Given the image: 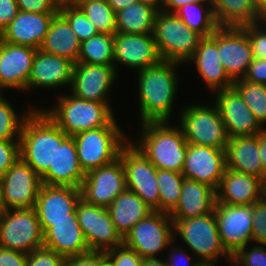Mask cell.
Listing matches in <instances>:
<instances>
[{
    "instance_id": "obj_40",
    "label": "cell",
    "mask_w": 266,
    "mask_h": 266,
    "mask_svg": "<svg viewBox=\"0 0 266 266\" xmlns=\"http://www.w3.org/2000/svg\"><path fill=\"white\" fill-rule=\"evenodd\" d=\"M12 105L3 95L0 96V140H19L24 120L37 108L32 106L19 115Z\"/></svg>"
},
{
    "instance_id": "obj_62",
    "label": "cell",
    "mask_w": 266,
    "mask_h": 266,
    "mask_svg": "<svg viewBox=\"0 0 266 266\" xmlns=\"http://www.w3.org/2000/svg\"><path fill=\"white\" fill-rule=\"evenodd\" d=\"M262 266H266V245H263V263Z\"/></svg>"
},
{
    "instance_id": "obj_48",
    "label": "cell",
    "mask_w": 266,
    "mask_h": 266,
    "mask_svg": "<svg viewBox=\"0 0 266 266\" xmlns=\"http://www.w3.org/2000/svg\"><path fill=\"white\" fill-rule=\"evenodd\" d=\"M19 11L31 13H58V0H16Z\"/></svg>"
},
{
    "instance_id": "obj_5",
    "label": "cell",
    "mask_w": 266,
    "mask_h": 266,
    "mask_svg": "<svg viewBox=\"0 0 266 266\" xmlns=\"http://www.w3.org/2000/svg\"><path fill=\"white\" fill-rule=\"evenodd\" d=\"M172 220L174 239L180 236L198 261L217 263L224 258L231 265L232 256L222 245L214 211L200 217Z\"/></svg>"
},
{
    "instance_id": "obj_46",
    "label": "cell",
    "mask_w": 266,
    "mask_h": 266,
    "mask_svg": "<svg viewBox=\"0 0 266 266\" xmlns=\"http://www.w3.org/2000/svg\"><path fill=\"white\" fill-rule=\"evenodd\" d=\"M253 246L248 250L249 245L239 249L233 256L230 266H262L263 245L252 243Z\"/></svg>"
},
{
    "instance_id": "obj_44",
    "label": "cell",
    "mask_w": 266,
    "mask_h": 266,
    "mask_svg": "<svg viewBox=\"0 0 266 266\" xmlns=\"http://www.w3.org/2000/svg\"><path fill=\"white\" fill-rule=\"evenodd\" d=\"M112 266H142L143 258L124 244L104 251Z\"/></svg>"
},
{
    "instance_id": "obj_28",
    "label": "cell",
    "mask_w": 266,
    "mask_h": 266,
    "mask_svg": "<svg viewBox=\"0 0 266 266\" xmlns=\"http://www.w3.org/2000/svg\"><path fill=\"white\" fill-rule=\"evenodd\" d=\"M263 186L258 177L227 168L216 190V203L252 205L263 198Z\"/></svg>"
},
{
    "instance_id": "obj_39",
    "label": "cell",
    "mask_w": 266,
    "mask_h": 266,
    "mask_svg": "<svg viewBox=\"0 0 266 266\" xmlns=\"http://www.w3.org/2000/svg\"><path fill=\"white\" fill-rule=\"evenodd\" d=\"M233 88L241 95L259 123L266 128V85L241 78L234 81Z\"/></svg>"
},
{
    "instance_id": "obj_20",
    "label": "cell",
    "mask_w": 266,
    "mask_h": 266,
    "mask_svg": "<svg viewBox=\"0 0 266 266\" xmlns=\"http://www.w3.org/2000/svg\"><path fill=\"white\" fill-rule=\"evenodd\" d=\"M218 52L220 61L233 82L245 76L254 59L247 33L242 27L218 28Z\"/></svg>"
},
{
    "instance_id": "obj_32",
    "label": "cell",
    "mask_w": 266,
    "mask_h": 266,
    "mask_svg": "<svg viewBox=\"0 0 266 266\" xmlns=\"http://www.w3.org/2000/svg\"><path fill=\"white\" fill-rule=\"evenodd\" d=\"M81 42L67 20L58 12L51 21L49 31L40 49L77 63Z\"/></svg>"
},
{
    "instance_id": "obj_12",
    "label": "cell",
    "mask_w": 266,
    "mask_h": 266,
    "mask_svg": "<svg viewBox=\"0 0 266 266\" xmlns=\"http://www.w3.org/2000/svg\"><path fill=\"white\" fill-rule=\"evenodd\" d=\"M76 215L90 251L104 252L123 244V237L112 222L107 208L89 204L81 198Z\"/></svg>"
},
{
    "instance_id": "obj_66",
    "label": "cell",
    "mask_w": 266,
    "mask_h": 266,
    "mask_svg": "<svg viewBox=\"0 0 266 266\" xmlns=\"http://www.w3.org/2000/svg\"><path fill=\"white\" fill-rule=\"evenodd\" d=\"M2 35L0 34V46H1V44H2Z\"/></svg>"
},
{
    "instance_id": "obj_6",
    "label": "cell",
    "mask_w": 266,
    "mask_h": 266,
    "mask_svg": "<svg viewBox=\"0 0 266 266\" xmlns=\"http://www.w3.org/2000/svg\"><path fill=\"white\" fill-rule=\"evenodd\" d=\"M117 120L108 126L95 128L73 135L77 155L85 173L112 163L120 149L128 142Z\"/></svg>"
},
{
    "instance_id": "obj_54",
    "label": "cell",
    "mask_w": 266,
    "mask_h": 266,
    "mask_svg": "<svg viewBox=\"0 0 266 266\" xmlns=\"http://www.w3.org/2000/svg\"><path fill=\"white\" fill-rule=\"evenodd\" d=\"M211 2V0H164L162 10L175 13L180 7L189 3Z\"/></svg>"
},
{
    "instance_id": "obj_18",
    "label": "cell",
    "mask_w": 266,
    "mask_h": 266,
    "mask_svg": "<svg viewBox=\"0 0 266 266\" xmlns=\"http://www.w3.org/2000/svg\"><path fill=\"white\" fill-rule=\"evenodd\" d=\"M226 169L225 150L188 144L181 171L184 178L206 184L216 191Z\"/></svg>"
},
{
    "instance_id": "obj_7",
    "label": "cell",
    "mask_w": 266,
    "mask_h": 266,
    "mask_svg": "<svg viewBox=\"0 0 266 266\" xmlns=\"http://www.w3.org/2000/svg\"><path fill=\"white\" fill-rule=\"evenodd\" d=\"M153 37L162 60L186 64L193 56L201 39L175 13L158 11Z\"/></svg>"
},
{
    "instance_id": "obj_61",
    "label": "cell",
    "mask_w": 266,
    "mask_h": 266,
    "mask_svg": "<svg viewBox=\"0 0 266 266\" xmlns=\"http://www.w3.org/2000/svg\"><path fill=\"white\" fill-rule=\"evenodd\" d=\"M197 266H217L216 263L211 262H199Z\"/></svg>"
},
{
    "instance_id": "obj_25",
    "label": "cell",
    "mask_w": 266,
    "mask_h": 266,
    "mask_svg": "<svg viewBox=\"0 0 266 266\" xmlns=\"http://www.w3.org/2000/svg\"><path fill=\"white\" fill-rule=\"evenodd\" d=\"M44 247L65 258L91 252L78 220L39 221Z\"/></svg>"
},
{
    "instance_id": "obj_60",
    "label": "cell",
    "mask_w": 266,
    "mask_h": 266,
    "mask_svg": "<svg viewBox=\"0 0 266 266\" xmlns=\"http://www.w3.org/2000/svg\"><path fill=\"white\" fill-rule=\"evenodd\" d=\"M6 210L4 201H3V193H2V184L0 180V215Z\"/></svg>"
},
{
    "instance_id": "obj_38",
    "label": "cell",
    "mask_w": 266,
    "mask_h": 266,
    "mask_svg": "<svg viewBox=\"0 0 266 266\" xmlns=\"http://www.w3.org/2000/svg\"><path fill=\"white\" fill-rule=\"evenodd\" d=\"M73 3L83 11L99 33H116L115 11L107 0H75Z\"/></svg>"
},
{
    "instance_id": "obj_41",
    "label": "cell",
    "mask_w": 266,
    "mask_h": 266,
    "mask_svg": "<svg viewBox=\"0 0 266 266\" xmlns=\"http://www.w3.org/2000/svg\"><path fill=\"white\" fill-rule=\"evenodd\" d=\"M59 13L67 20L80 42L99 34L94 24L75 3H60Z\"/></svg>"
},
{
    "instance_id": "obj_53",
    "label": "cell",
    "mask_w": 266,
    "mask_h": 266,
    "mask_svg": "<svg viewBox=\"0 0 266 266\" xmlns=\"http://www.w3.org/2000/svg\"><path fill=\"white\" fill-rule=\"evenodd\" d=\"M27 254L0 247V266H26Z\"/></svg>"
},
{
    "instance_id": "obj_42",
    "label": "cell",
    "mask_w": 266,
    "mask_h": 266,
    "mask_svg": "<svg viewBox=\"0 0 266 266\" xmlns=\"http://www.w3.org/2000/svg\"><path fill=\"white\" fill-rule=\"evenodd\" d=\"M252 242L266 245V201L264 198L252 204Z\"/></svg>"
},
{
    "instance_id": "obj_57",
    "label": "cell",
    "mask_w": 266,
    "mask_h": 266,
    "mask_svg": "<svg viewBox=\"0 0 266 266\" xmlns=\"http://www.w3.org/2000/svg\"><path fill=\"white\" fill-rule=\"evenodd\" d=\"M255 1L258 9L259 22L266 23V0Z\"/></svg>"
},
{
    "instance_id": "obj_9",
    "label": "cell",
    "mask_w": 266,
    "mask_h": 266,
    "mask_svg": "<svg viewBox=\"0 0 266 266\" xmlns=\"http://www.w3.org/2000/svg\"><path fill=\"white\" fill-rule=\"evenodd\" d=\"M0 247L26 254L44 247V235L34 208L6 209L0 215Z\"/></svg>"
},
{
    "instance_id": "obj_15",
    "label": "cell",
    "mask_w": 266,
    "mask_h": 266,
    "mask_svg": "<svg viewBox=\"0 0 266 266\" xmlns=\"http://www.w3.org/2000/svg\"><path fill=\"white\" fill-rule=\"evenodd\" d=\"M118 73L114 65L77 62L73 68L70 94L82 100L109 103L108 94Z\"/></svg>"
},
{
    "instance_id": "obj_37",
    "label": "cell",
    "mask_w": 266,
    "mask_h": 266,
    "mask_svg": "<svg viewBox=\"0 0 266 266\" xmlns=\"http://www.w3.org/2000/svg\"><path fill=\"white\" fill-rule=\"evenodd\" d=\"M159 211L170 214L178 205L184 176L181 172L157 169Z\"/></svg>"
},
{
    "instance_id": "obj_52",
    "label": "cell",
    "mask_w": 266,
    "mask_h": 266,
    "mask_svg": "<svg viewBox=\"0 0 266 266\" xmlns=\"http://www.w3.org/2000/svg\"><path fill=\"white\" fill-rule=\"evenodd\" d=\"M19 7L16 0H0V32L18 15Z\"/></svg>"
},
{
    "instance_id": "obj_30",
    "label": "cell",
    "mask_w": 266,
    "mask_h": 266,
    "mask_svg": "<svg viewBox=\"0 0 266 266\" xmlns=\"http://www.w3.org/2000/svg\"><path fill=\"white\" fill-rule=\"evenodd\" d=\"M216 191L206 184L184 178L177 207L169 214L171 219H189L214 211Z\"/></svg>"
},
{
    "instance_id": "obj_56",
    "label": "cell",
    "mask_w": 266,
    "mask_h": 266,
    "mask_svg": "<svg viewBox=\"0 0 266 266\" xmlns=\"http://www.w3.org/2000/svg\"><path fill=\"white\" fill-rule=\"evenodd\" d=\"M137 1L138 0H107V3L116 13L117 11L124 9Z\"/></svg>"
},
{
    "instance_id": "obj_1",
    "label": "cell",
    "mask_w": 266,
    "mask_h": 266,
    "mask_svg": "<svg viewBox=\"0 0 266 266\" xmlns=\"http://www.w3.org/2000/svg\"><path fill=\"white\" fill-rule=\"evenodd\" d=\"M181 63L161 60L138 71L139 118L143 122L170 121L179 77L176 69Z\"/></svg>"
},
{
    "instance_id": "obj_11",
    "label": "cell",
    "mask_w": 266,
    "mask_h": 266,
    "mask_svg": "<svg viewBox=\"0 0 266 266\" xmlns=\"http://www.w3.org/2000/svg\"><path fill=\"white\" fill-rule=\"evenodd\" d=\"M118 157L125 170L126 188L159 211L157 168L130 140L120 149Z\"/></svg>"
},
{
    "instance_id": "obj_33",
    "label": "cell",
    "mask_w": 266,
    "mask_h": 266,
    "mask_svg": "<svg viewBox=\"0 0 266 266\" xmlns=\"http://www.w3.org/2000/svg\"><path fill=\"white\" fill-rule=\"evenodd\" d=\"M219 27H242L259 22L255 0H211Z\"/></svg>"
},
{
    "instance_id": "obj_8",
    "label": "cell",
    "mask_w": 266,
    "mask_h": 266,
    "mask_svg": "<svg viewBox=\"0 0 266 266\" xmlns=\"http://www.w3.org/2000/svg\"><path fill=\"white\" fill-rule=\"evenodd\" d=\"M180 112V128L188 144L225 150L228 135L217 105H185Z\"/></svg>"
},
{
    "instance_id": "obj_19",
    "label": "cell",
    "mask_w": 266,
    "mask_h": 266,
    "mask_svg": "<svg viewBox=\"0 0 266 266\" xmlns=\"http://www.w3.org/2000/svg\"><path fill=\"white\" fill-rule=\"evenodd\" d=\"M162 60L153 34L115 33L114 67L118 65L133 68L137 72L159 63Z\"/></svg>"
},
{
    "instance_id": "obj_59",
    "label": "cell",
    "mask_w": 266,
    "mask_h": 266,
    "mask_svg": "<svg viewBox=\"0 0 266 266\" xmlns=\"http://www.w3.org/2000/svg\"><path fill=\"white\" fill-rule=\"evenodd\" d=\"M140 1L154 7L158 11H162L164 0H140Z\"/></svg>"
},
{
    "instance_id": "obj_2",
    "label": "cell",
    "mask_w": 266,
    "mask_h": 266,
    "mask_svg": "<svg viewBox=\"0 0 266 266\" xmlns=\"http://www.w3.org/2000/svg\"><path fill=\"white\" fill-rule=\"evenodd\" d=\"M67 137L42 108H34L21 128L20 158L41 177L53 165L55 150Z\"/></svg>"
},
{
    "instance_id": "obj_22",
    "label": "cell",
    "mask_w": 266,
    "mask_h": 266,
    "mask_svg": "<svg viewBox=\"0 0 266 266\" xmlns=\"http://www.w3.org/2000/svg\"><path fill=\"white\" fill-rule=\"evenodd\" d=\"M80 188L42 184L34 209L39 221L77 220Z\"/></svg>"
},
{
    "instance_id": "obj_55",
    "label": "cell",
    "mask_w": 266,
    "mask_h": 266,
    "mask_svg": "<svg viewBox=\"0 0 266 266\" xmlns=\"http://www.w3.org/2000/svg\"><path fill=\"white\" fill-rule=\"evenodd\" d=\"M258 143L263 171L266 174V128L258 134Z\"/></svg>"
},
{
    "instance_id": "obj_3",
    "label": "cell",
    "mask_w": 266,
    "mask_h": 266,
    "mask_svg": "<svg viewBox=\"0 0 266 266\" xmlns=\"http://www.w3.org/2000/svg\"><path fill=\"white\" fill-rule=\"evenodd\" d=\"M140 126V136L132 143L157 169L181 172L188 146L181 128L171 127L168 121L143 122Z\"/></svg>"
},
{
    "instance_id": "obj_13",
    "label": "cell",
    "mask_w": 266,
    "mask_h": 266,
    "mask_svg": "<svg viewBox=\"0 0 266 266\" xmlns=\"http://www.w3.org/2000/svg\"><path fill=\"white\" fill-rule=\"evenodd\" d=\"M125 189V170L119 157L112 163L86 173L80 187L84 201L104 208H108Z\"/></svg>"
},
{
    "instance_id": "obj_23",
    "label": "cell",
    "mask_w": 266,
    "mask_h": 266,
    "mask_svg": "<svg viewBox=\"0 0 266 266\" xmlns=\"http://www.w3.org/2000/svg\"><path fill=\"white\" fill-rule=\"evenodd\" d=\"M74 64L69 59L37 49L27 82L31 88H61L71 84Z\"/></svg>"
},
{
    "instance_id": "obj_49",
    "label": "cell",
    "mask_w": 266,
    "mask_h": 266,
    "mask_svg": "<svg viewBox=\"0 0 266 266\" xmlns=\"http://www.w3.org/2000/svg\"><path fill=\"white\" fill-rule=\"evenodd\" d=\"M173 242H175V239L169 245L171 247L168 249L170 251L167 257H169H165L169 266H197L199 264L200 261H197V258L192 253L190 254L189 250L186 252V248L183 249L182 246L180 248L178 245H174Z\"/></svg>"
},
{
    "instance_id": "obj_47",
    "label": "cell",
    "mask_w": 266,
    "mask_h": 266,
    "mask_svg": "<svg viewBox=\"0 0 266 266\" xmlns=\"http://www.w3.org/2000/svg\"><path fill=\"white\" fill-rule=\"evenodd\" d=\"M19 158V140H0V180Z\"/></svg>"
},
{
    "instance_id": "obj_58",
    "label": "cell",
    "mask_w": 266,
    "mask_h": 266,
    "mask_svg": "<svg viewBox=\"0 0 266 266\" xmlns=\"http://www.w3.org/2000/svg\"><path fill=\"white\" fill-rule=\"evenodd\" d=\"M142 266H169L165 260L162 258H150V259H143Z\"/></svg>"
},
{
    "instance_id": "obj_27",
    "label": "cell",
    "mask_w": 266,
    "mask_h": 266,
    "mask_svg": "<svg viewBox=\"0 0 266 266\" xmlns=\"http://www.w3.org/2000/svg\"><path fill=\"white\" fill-rule=\"evenodd\" d=\"M86 173L79 163L72 136H68L55 150L54 163L41 176L42 184L80 188Z\"/></svg>"
},
{
    "instance_id": "obj_26",
    "label": "cell",
    "mask_w": 266,
    "mask_h": 266,
    "mask_svg": "<svg viewBox=\"0 0 266 266\" xmlns=\"http://www.w3.org/2000/svg\"><path fill=\"white\" fill-rule=\"evenodd\" d=\"M56 14L19 11L18 15L1 32L2 40L14 45L40 49Z\"/></svg>"
},
{
    "instance_id": "obj_64",
    "label": "cell",
    "mask_w": 266,
    "mask_h": 266,
    "mask_svg": "<svg viewBox=\"0 0 266 266\" xmlns=\"http://www.w3.org/2000/svg\"><path fill=\"white\" fill-rule=\"evenodd\" d=\"M60 3H73L75 0H58Z\"/></svg>"
},
{
    "instance_id": "obj_24",
    "label": "cell",
    "mask_w": 266,
    "mask_h": 266,
    "mask_svg": "<svg viewBox=\"0 0 266 266\" xmlns=\"http://www.w3.org/2000/svg\"><path fill=\"white\" fill-rule=\"evenodd\" d=\"M196 64L197 72L212 93L230 89L233 81L227 75L218 52V29L209 37H203L188 63Z\"/></svg>"
},
{
    "instance_id": "obj_43",
    "label": "cell",
    "mask_w": 266,
    "mask_h": 266,
    "mask_svg": "<svg viewBox=\"0 0 266 266\" xmlns=\"http://www.w3.org/2000/svg\"><path fill=\"white\" fill-rule=\"evenodd\" d=\"M242 28L247 33L253 58L266 59V23L257 22L244 25Z\"/></svg>"
},
{
    "instance_id": "obj_63",
    "label": "cell",
    "mask_w": 266,
    "mask_h": 266,
    "mask_svg": "<svg viewBox=\"0 0 266 266\" xmlns=\"http://www.w3.org/2000/svg\"><path fill=\"white\" fill-rule=\"evenodd\" d=\"M263 198L266 201V181L264 182V186H263Z\"/></svg>"
},
{
    "instance_id": "obj_17",
    "label": "cell",
    "mask_w": 266,
    "mask_h": 266,
    "mask_svg": "<svg viewBox=\"0 0 266 266\" xmlns=\"http://www.w3.org/2000/svg\"><path fill=\"white\" fill-rule=\"evenodd\" d=\"M213 95L229 138L258 135L265 129L233 87Z\"/></svg>"
},
{
    "instance_id": "obj_36",
    "label": "cell",
    "mask_w": 266,
    "mask_h": 266,
    "mask_svg": "<svg viewBox=\"0 0 266 266\" xmlns=\"http://www.w3.org/2000/svg\"><path fill=\"white\" fill-rule=\"evenodd\" d=\"M114 36L115 34L99 33L81 42L77 62L114 65Z\"/></svg>"
},
{
    "instance_id": "obj_34",
    "label": "cell",
    "mask_w": 266,
    "mask_h": 266,
    "mask_svg": "<svg viewBox=\"0 0 266 266\" xmlns=\"http://www.w3.org/2000/svg\"><path fill=\"white\" fill-rule=\"evenodd\" d=\"M158 10L138 0L130 6L117 11L116 33L153 34Z\"/></svg>"
},
{
    "instance_id": "obj_10",
    "label": "cell",
    "mask_w": 266,
    "mask_h": 266,
    "mask_svg": "<svg viewBox=\"0 0 266 266\" xmlns=\"http://www.w3.org/2000/svg\"><path fill=\"white\" fill-rule=\"evenodd\" d=\"M174 240V223L168 213L153 211L138 222L123 238V244L143 259L160 258ZM158 254V255H157Z\"/></svg>"
},
{
    "instance_id": "obj_31",
    "label": "cell",
    "mask_w": 266,
    "mask_h": 266,
    "mask_svg": "<svg viewBox=\"0 0 266 266\" xmlns=\"http://www.w3.org/2000/svg\"><path fill=\"white\" fill-rule=\"evenodd\" d=\"M107 209L112 222L123 238L138 222L154 211L136 193L127 188Z\"/></svg>"
},
{
    "instance_id": "obj_4",
    "label": "cell",
    "mask_w": 266,
    "mask_h": 266,
    "mask_svg": "<svg viewBox=\"0 0 266 266\" xmlns=\"http://www.w3.org/2000/svg\"><path fill=\"white\" fill-rule=\"evenodd\" d=\"M68 136L108 126L115 114L109 103L82 100L74 95H59L53 108L42 109Z\"/></svg>"
},
{
    "instance_id": "obj_65",
    "label": "cell",
    "mask_w": 266,
    "mask_h": 266,
    "mask_svg": "<svg viewBox=\"0 0 266 266\" xmlns=\"http://www.w3.org/2000/svg\"><path fill=\"white\" fill-rule=\"evenodd\" d=\"M100 266H112L109 261L106 259Z\"/></svg>"
},
{
    "instance_id": "obj_29",
    "label": "cell",
    "mask_w": 266,
    "mask_h": 266,
    "mask_svg": "<svg viewBox=\"0 0 266 266\" xmlns=\"http://www.w3.org/2000/svg\"><path fill=\"white\" fill-rule=\"evenodd\" d=\"M225 155L228 169L266 181V174L261 163L258 135L229 138Z\"/></svg>"
},
{
    "instance_id": "obj_16",
    "label": "cell",
    "mask_w": 266,
    "mask_h": 266,
    "mask_svg": "<svg viewBox=\"0 0 266 266\" xmlns=\"http://www.w3.org/2000/svg\"><path fill=\"white\" fill-rule=\"evenodd\" d=\"M214 213L222 245L231 256L252 243V205L216 203Z\"/></svg>"
},
{
    "instance_id": "obj_14",
    "label": "cell",
    "mask_w": 266,
    "mask_h": 266,
    "mask_svg": "<svg viewBox=\"0 0 266 266\" xmlns=\"http://www.w3.org/2000/svg\"><path fill=\"white\" fill-rule=\"evenodd\" d=\"M1 184L6 209H28L35 206L42 180L29 164L19 158L5 172Z\"/></svg>"
},
{
    "instance_id": "obj_51",
    "label": "cell",
    "mask_w": 266,
    "mask_h": 266,
    "mask_svg": "<svg viewBox=\"0 0 266 266\" xmlns=\"http://www.w3.org/2000/svg\"><path fill=\"white\" fill-rule=\"evenodd\" d=\"M243 78L254 83L266 85V59L254 58Z\"/></svg>"
},
{
    "instance_id": "obj_50",
    "label": "cell",
    "mask_w": 266,
    "mask_h": 266,
    "mask_svg": "<svg viewBox=\"0 0 266 266\" xmlns=\"http://www.w3.org/2000/svg\"><path fill=\"white\" fill-rule=\"evenodd\" d=\"M105 260L104 252L91 251L83 255L67 257L64 266H100Z\"/></svg>"
},
{
    "instance_id": "obj_45",
    "label": "cell",
    "mask_w": 266,
    "mask_h": 266,
    "mask_svg": "<svg viewBox=\"0 0 266 266\" xmlns=\"http://www.w3.org/2000/svg\"><path fill=\"white\" fill-rule=\"evenodd\" d=\"M65 257L46 247H40L27 254L26 266H64Z\"/></svg>"
},
{
    "instance_id": "obj_35",
    "label": "cell",
    "mask_w": 266,
    "mask_h": 266,
    "mask_svg": "<svg viewBox=\"0 0 266 266\" xmlns=\"http://www.w3.org/2000/svg\"><path fill=\"white\" fill-rule=\"evenodd\" d=\"M175 14L191 29L203 37L211 36L218 28L211 2L189 3Z\"/></svg>"
},
{
    "instance_id": "obj_21",
    "label": "cell",
    "mask_w": 266,
    "mask_h": 266,
    "mask_svg": "<svg viewBox=\"0 0 266 266\" xmlns=\"http://www.w3.org/2000/svg\"><path fill=\"white\" fill-rule=\"evenodd\" d=\"M37 49L2 41L0 46V91L26 92L32 62Z\"/></svg>"
}]
</instances>
